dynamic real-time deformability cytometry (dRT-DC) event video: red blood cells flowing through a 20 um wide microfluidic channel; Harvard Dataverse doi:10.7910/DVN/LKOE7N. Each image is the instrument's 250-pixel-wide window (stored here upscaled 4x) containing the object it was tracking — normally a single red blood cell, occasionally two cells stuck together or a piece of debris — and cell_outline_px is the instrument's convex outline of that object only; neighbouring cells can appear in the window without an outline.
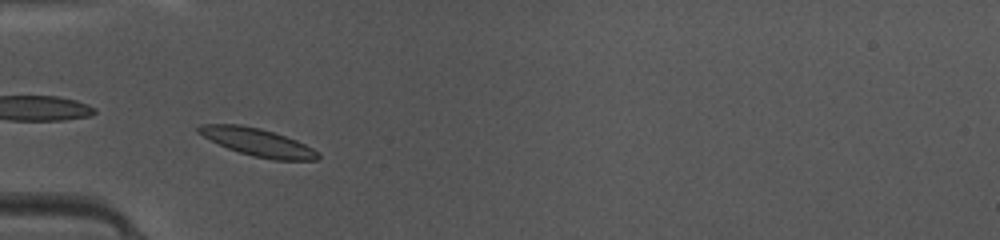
{"species": "common noctule bat (a hibernating species)", "species_latin": "Nyctalus noctula", "temperature_condition": "warm", "stored_images_in_passage": 42, "camera_frame_rate_fps": 3000, "um_per_image_px": 0.085, "animal": {"sex": "female", "body_mass_g": 10.0, "forearm_length_mm": 53.1}, "frame": {"image": 1, "passage_image": 10, "time_ms": 3.0, "image_size_px": [1000, 240], "cell_outline_px": [[320, 160], [276, 160], [252, 156], [228, 148], [196, 132], [196, 128], [200, 124], [240, 124], [260, 128], [296, 140], [320, 152]], "centroid_in_image_um": [21.92, 12.09], "position_along_channel_um": 63.1, "area_um2": 19.13}}
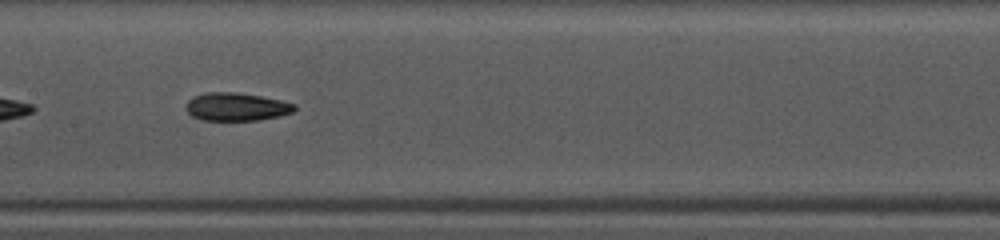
{"frame": {"image": 2, "passage_image": 19, "time_ms": 6.0, "image_size_px": [1000, 240], "cell_outline_px": [[296, 108], [292, 112], [280, 116], [260, 120], [200, 120], [192, 116], [184, 108], [184, 104], [192, 96], [204, 92], [236, 92], [260, 96], [280, 100], [296, 104]], "centroid_in_image_um": [20.04, 9.07], "position_along_channel_um": 187.4, "area_um2": 17.98}}
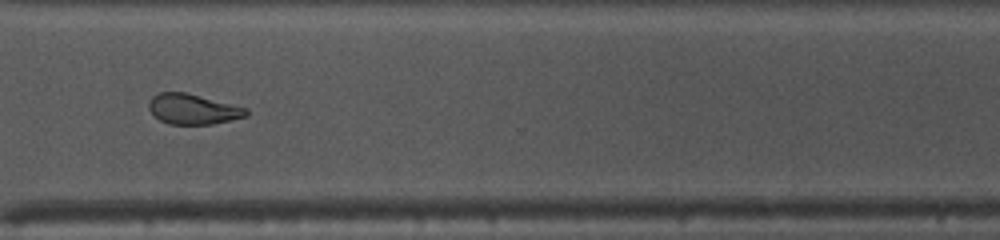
{"frame": {"image": 3, "passage_image": 31, "time_ms": 10.0, "image_size_px": [1000, 240], "cell_outline_px": [[248, 116], [212, 124], [168, 124], [152, 116], [148, 108], [148, 100], [152, 96], [160, 92], [184, 92], [248, 108]], "centroid_in_image_um": [16.35, 9.28], "position_along_channel_um": 354.2, "area_um2": 17.28}, "authors_computed_cell_mechanics": {"area_um2": 18.5538, "velocity_mm_per_s": 4.1853, "shape_relaxation_time_tau1_ms": 3.7454, "shape_relaxation_time_tau2_ms": 2.6403, "deformation_change_tau1": 0.1196, "deformation_change_tau2": 0.0911}}